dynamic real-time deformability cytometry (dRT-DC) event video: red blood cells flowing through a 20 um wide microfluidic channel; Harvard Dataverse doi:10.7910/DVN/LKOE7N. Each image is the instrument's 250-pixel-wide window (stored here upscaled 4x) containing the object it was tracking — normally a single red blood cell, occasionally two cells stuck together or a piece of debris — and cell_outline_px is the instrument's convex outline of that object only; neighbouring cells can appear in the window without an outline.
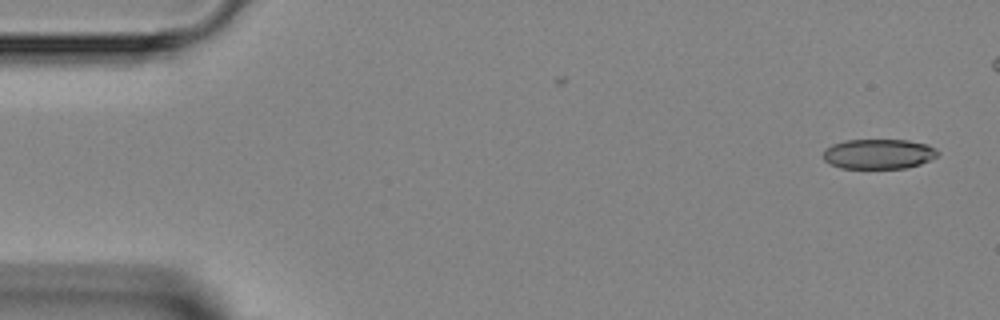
{"species": "Egyptian fruit bat (a non-hibernating species)", "species_latin": "Rousettus aegyptiacus", "temperature_condition": "room temperature", "stored_images_in_passage": 4, "camera_frame_rate_fps": 3000, "um_per_image_px": 0.085, "animal": {"sex": "female"}, "frame": {"image": 1, "passage_image": 1, "time_ms": 0.0, "image_size_px": [1000, 320], "cell_outline_px": [[940, 156], [920, 164], [904, 168], [840, 168], [824, 160], [824, 148], [832, 144], [844, 140], [908, 140], [928, 144], [936, 148], [940, 152]], "centroid_in_image_um": [74.72, 13.08], "position_along_channel_um": 10.3, "area_um2": 20.17}}